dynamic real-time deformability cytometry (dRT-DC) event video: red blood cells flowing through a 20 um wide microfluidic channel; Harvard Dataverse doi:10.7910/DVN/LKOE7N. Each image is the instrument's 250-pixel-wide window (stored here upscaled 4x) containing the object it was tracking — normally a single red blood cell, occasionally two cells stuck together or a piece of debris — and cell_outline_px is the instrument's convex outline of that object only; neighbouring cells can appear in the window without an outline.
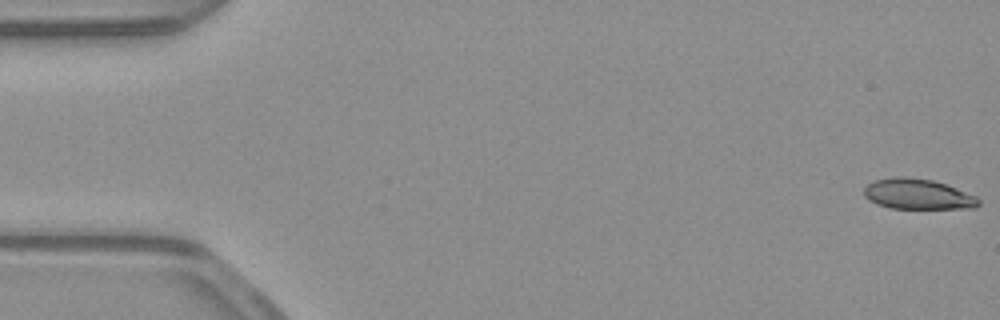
{"species": "common noctule bat (a hibernating species)", "species_latin": "Nyctalus noctula", "temperature_condition": "warm", "stored_images_in_passage": 53, "camera_frame_rate_fps": 3000, "um_per_image_px": 0.085, "animal": {"sex": "male", "body_mass_g": 23.1, "forearm_length_mm": 52.7}, "frame": {"image": 1, "passage_image": 1, "time_ms": 0.0, "image_size_px": [1000, 320], "cell_outline_px": [[980, 204], [976, 208], [892, 208], [876, 204], [868, 200], [864, 196], [864, 188], [868, 184], [876, 180], [896, 176], [904, 176], [932, 180], [956, 188], [976, 196], [980, 200]], "centroid_in_image_um": [78.0, 16.5], "position_along_channel_um": 7.0, "area_um2": 20.23}}
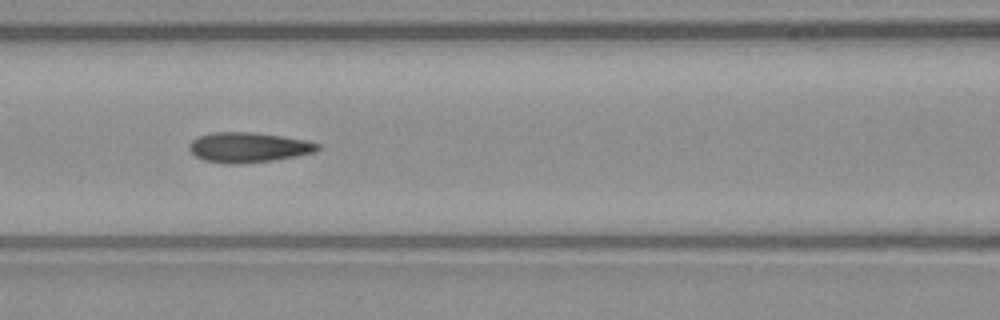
{"frame": {"image": 2, "passage_image": 23, "time_ms": 7.333, "image_size_px": [1000, 320], "cell_outline_px": [[320, 148], [316, 152], [296, 156], [272, 160], [244, 164], [228, 164], [204, 160], [196, 156], [188, 148], [188, 144], [192, 140], [200, 136], [212, 132], [248, 132], [280, 136], [308, 140], [320, 144]], "centroid_in_image_um": [21.12, 12.53], "position_along_channel_um": 145.5, "area_um2": 22.48}}
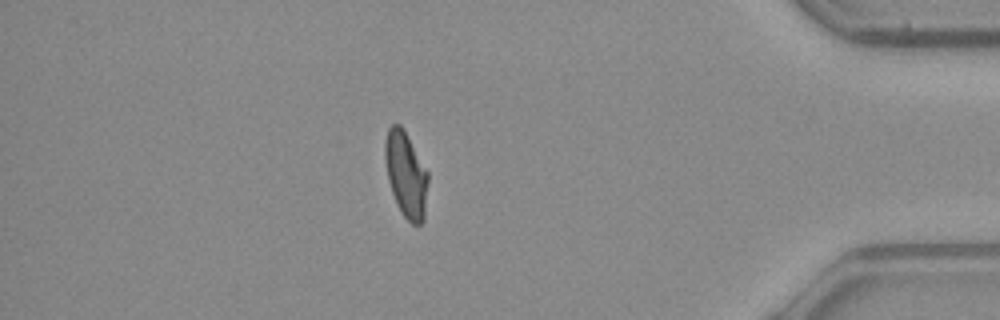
{"frame": {"image": 3, "passage_image": 46, "time_ms": 15.0, "image_size_px": [1000, 320], "cell_outline_px": [[428, 180], [424, 220], [420, 224], [412, 224], [404, 216], [392, 192], [388, 180], [384, 156], [384, 144], [388, 128], [392, 124], [400, 124], [404, 128], [428, 172]], "centroid_in_image_um": [34.51, 14.79], "position_along_channel_um": 400.7, "area_um2": 21.39}, "authors_computed_cell_mechanics": {"area_um2": 21.5594, "velocity_mm_per_s": 3.9102, "shape_relaxation_time_tau1_ms": 9.8354, "shape_relaxation_time_tau2_ms": 1.5268, "deformation_change_tau1": 0.2271, "deformation_change_tau2": 0.0716}}